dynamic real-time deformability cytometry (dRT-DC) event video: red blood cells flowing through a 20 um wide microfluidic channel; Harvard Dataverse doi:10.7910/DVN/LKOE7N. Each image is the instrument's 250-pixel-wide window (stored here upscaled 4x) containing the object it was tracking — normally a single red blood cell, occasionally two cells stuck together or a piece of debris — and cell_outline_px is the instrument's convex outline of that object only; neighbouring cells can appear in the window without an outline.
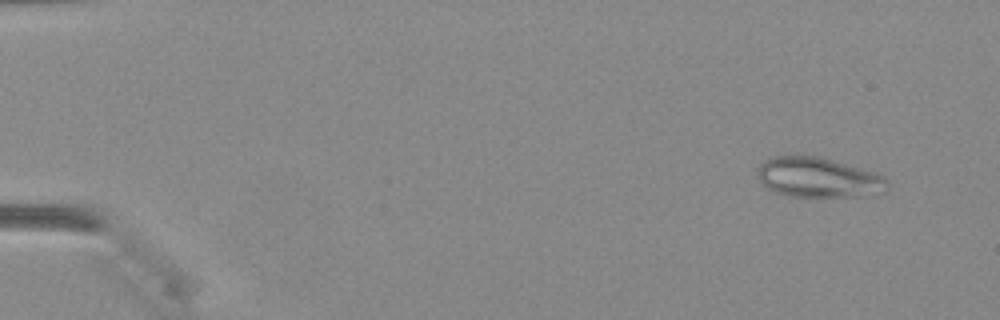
{"species": "Egyptian fruit bat (a non-hibernating species)", "species_latin": "Rousettus aegyptiacus", "temperature_condition": "warm", "stored_images_in_passage": 44, "camera_frame_rate_fps": 3000, "um_per_image_px": 0.085, "animal": {"sex": "female"}, "frame": {"image": 1, "passage_image": 4, "time_ms": 1.0, "image_size_px": [1000, 320], "cell_outline_px": [[888, 188], [884, 192], [860, 196], [788, 196], [776, 192], [768, 188], [760, 180], [760, 164], [776, 156], [820, 156], [876, 172], [884, 176], [888, 180]], "centroid_in_image_um": [69.64, 15.09], "position_along_channel_um": 15.4, "area_um2": 29.88}}
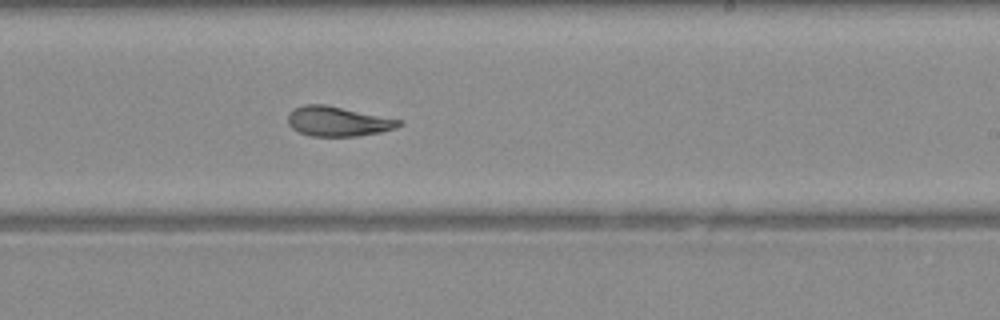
{"frame": {"image": 2, "passage_image": 28, "time_ms": 9.0, "image_size_px": [1000, 320], "cell_outline_px": [[404, 124], [396, 128], [380, 132], [356, 136], [312, 136], [300, 132], [292, 128], [288, 124], [288, 112], [292, 108], [304, 104], [324, 104], [404, 120]], "centroid_in_image_um": [28.73, 10.3], "position_along_channel_um": 260.3, "area_um2": 19.42}}
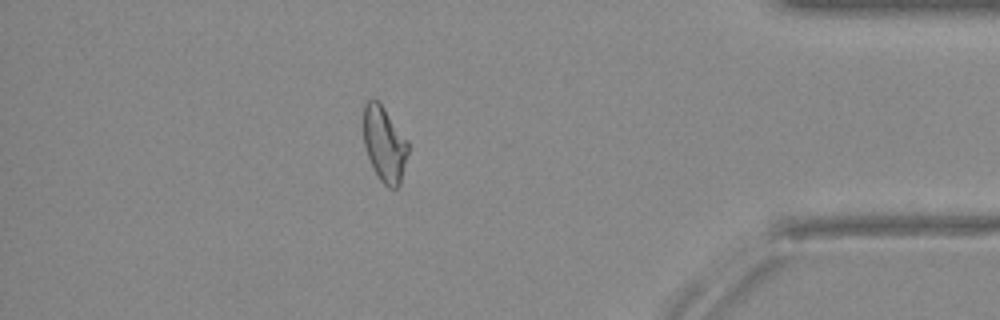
{"frame": {"image": 3, "passage_image": 39, "time_ms": 12.667, "image_size_px": [1000, 320], "cell_outline_px": [[408, 152], [400, 184], [396, 188], [388, 188], [380, 180], [368, 156], [364, 144], [364, 104], [372, 96], [384, 108], [408, 140]], "centroid_in_image_um": [32.68, 12.24], "position_along_channel_um": 402.5, "area_um2": 19.36}}